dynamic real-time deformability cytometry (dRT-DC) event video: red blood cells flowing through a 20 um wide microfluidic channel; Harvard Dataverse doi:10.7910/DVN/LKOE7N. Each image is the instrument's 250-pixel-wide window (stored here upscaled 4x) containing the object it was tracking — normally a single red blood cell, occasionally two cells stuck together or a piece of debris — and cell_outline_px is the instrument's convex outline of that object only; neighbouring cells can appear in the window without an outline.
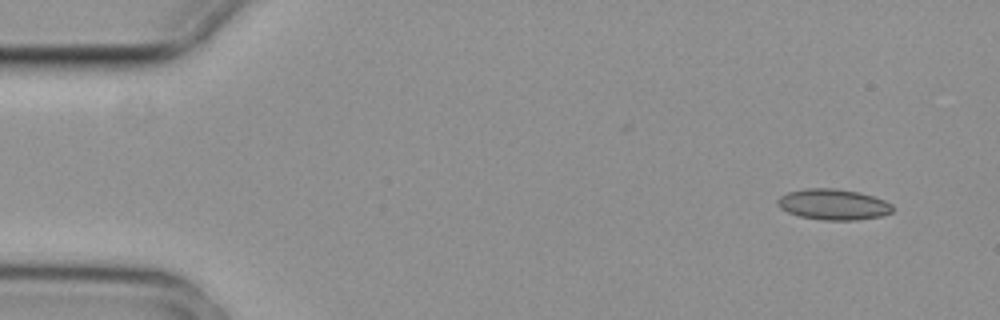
{"species": "common noctule bat (a hibernating species)", "species_latin": "Nyctalus noctula", "temperature_condition": "cold", "stored_images_in_passage": 5, "camera_frame_rate_fps": 3000, "um_per_image_px": 0.085, "animal": {"sex": "female", "body_mass_g": 29.2, "forearm_length_mm": 56.3}, "frame": {"image": 1, "passage_image": 1, "time_ms": 0.0, "image_size_px": [1000, 320], "cell_outline_px": [[892, 212], [880, 216], [856, 220], [824, 220], [800, 216], [788, 212], [780, 208], [776, 204], [776, 200], [780, 196], [788, 192], [808, 188], [836, 188], [860, 192], [884, 200], [892, 204]], "centroid_in_image_um": [70.81, 17.37], "position_along_channel_um": 14.2, "area_um2": 20.63}}
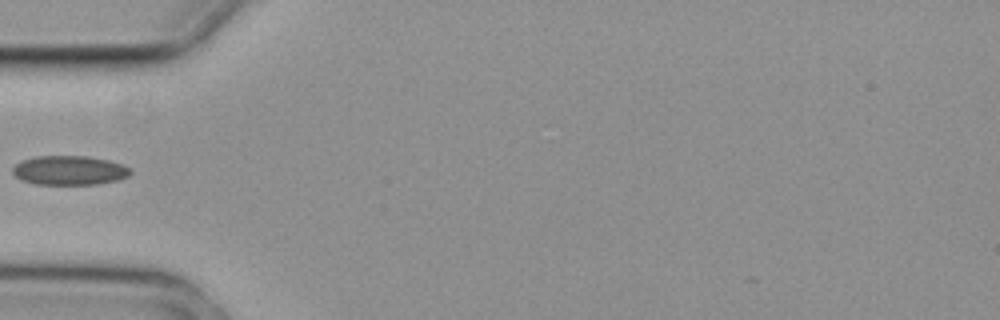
{"frame": {"image": 2, "passage_image": 4, "time_ms": 1.0, "image_size_px": [1000, 320], "cell_outline_px": [[132, 172], [128, 176], [116, 180], [96, 184], [36, 184], [20, 180], [12, 172], [12, 168], [20, 160], [36, 156], [88, 156], [108, 160], [120, 164], [128, 168]], "centroid_in_image_um": [5.85, 14.47], "position_along_channel_um": 79.2, "area_um2": 20.0}}
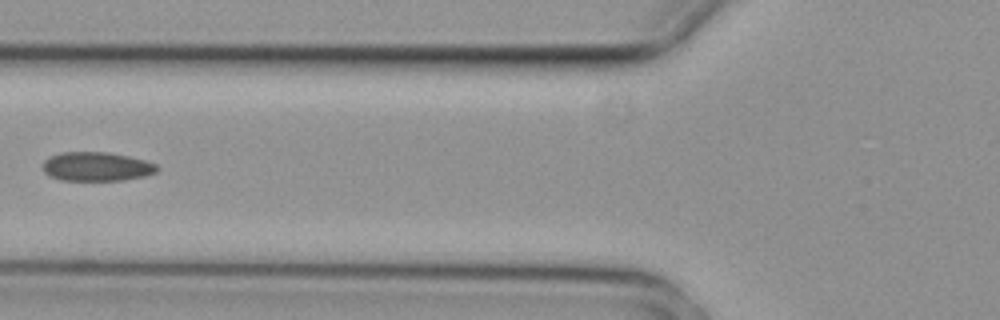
{"frame": {"image": 3, "passage_image": 5, "time_ms": 1.333, "image_size_px": [1000, 320], "cell_outline_px": [[160, 168], [156, 172], [144, 176], [124, 180], [60, 180], [48, 176], [44, 172], [44, 160], [60, 152], [108, 152], [128, 156], [144, 160], [156, 164]], "centroid_in_image_um": [8.21, 14.16], "position_along_channel_um": 117.6, "area_um2": 19.31}}